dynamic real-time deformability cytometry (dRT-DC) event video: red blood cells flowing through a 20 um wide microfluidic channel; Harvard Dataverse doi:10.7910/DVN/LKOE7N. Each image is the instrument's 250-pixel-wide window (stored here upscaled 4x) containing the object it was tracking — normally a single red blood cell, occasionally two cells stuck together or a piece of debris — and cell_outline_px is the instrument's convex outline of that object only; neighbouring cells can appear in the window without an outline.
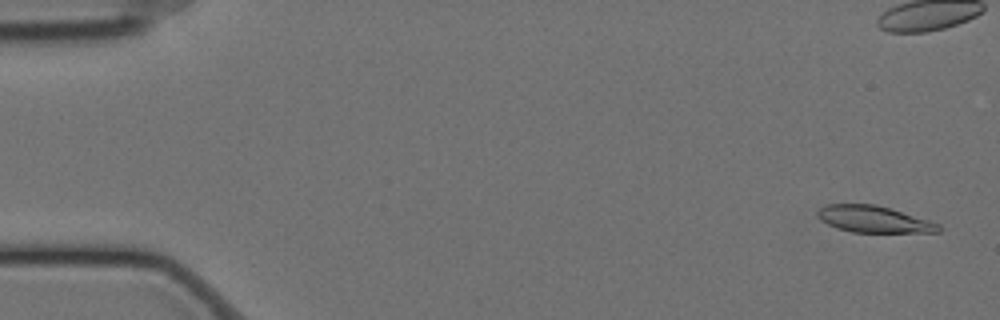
{"species": "Egyptian fruit bat (a non-hibernating species)", "species_latin": "Rousettus aegyptiacus", "temperature_condition": "cold", "stored_images_in_passage": 58, "camera_frame_rate_fps": 3000, "um_per_image_px": 0.085, "animal": {"sex": "female"}, "frame": {"image": 1, "passage_image": 1, "time_ms": 0.0, "image_size_px": [1000, 320], "cell_outline_px": [[944, 228], [940, 232], [852, 232], [836, 228], [820, 220], [816, 216], [816, 212], [820, 208], [828, 204], [876, 204], [928, 220], [940, 224]], "centroid_in_image_um": [74.26, 18.64], "position_along_channel_um": 10.7, "area_um2": 18.79}}
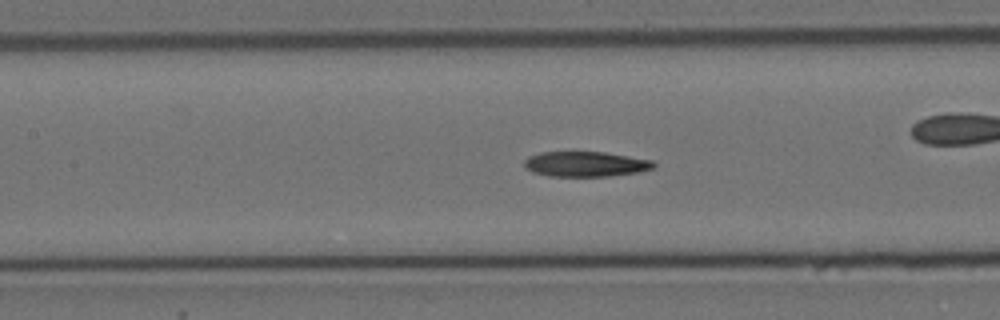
{"frame": {"image": 2, "passage_image": 25, "time_ms": 8.0, "image_size_px": [1000, 320], "cell_outline_px": [[656, 168], [640, 172], [608, 176], [548, 176], [532, 172], [524, 168], [524, 160], [528, 156], [540, 152], [604, 152], [652, 160], [656, 164]], "centroid_in_image_um": [49.77, 13.95], "position_along_channel_um": 157.6, "area_um2": 19.13}}
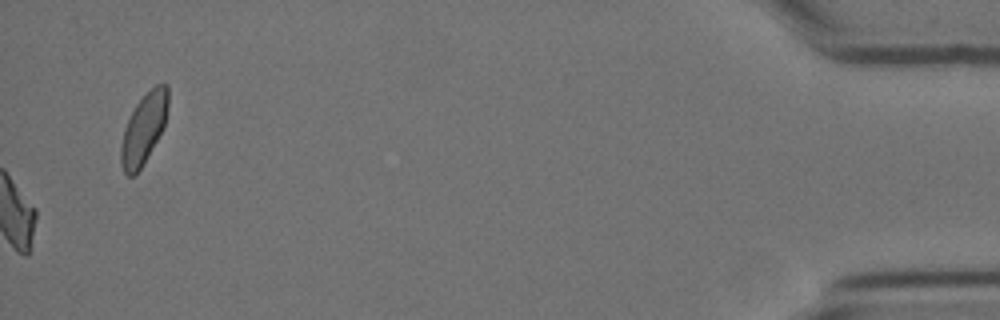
{"frame": {"image": 3, "passage_image": 58, "time_ms": 19.0, "image_size_px": [1000, 320], "cell_outline_px": [[168, 108], [164, 128], [144, 164], [132, 176], [128, 176], [124, 172], [120, 164], [120, 148], [124, 128], [136, 104], [156, 84], [168, 84]], "centroid_in_image_um": [12.23, 10.96], "position_along_channel_um": 423.0, "area_um2": 19.31}}